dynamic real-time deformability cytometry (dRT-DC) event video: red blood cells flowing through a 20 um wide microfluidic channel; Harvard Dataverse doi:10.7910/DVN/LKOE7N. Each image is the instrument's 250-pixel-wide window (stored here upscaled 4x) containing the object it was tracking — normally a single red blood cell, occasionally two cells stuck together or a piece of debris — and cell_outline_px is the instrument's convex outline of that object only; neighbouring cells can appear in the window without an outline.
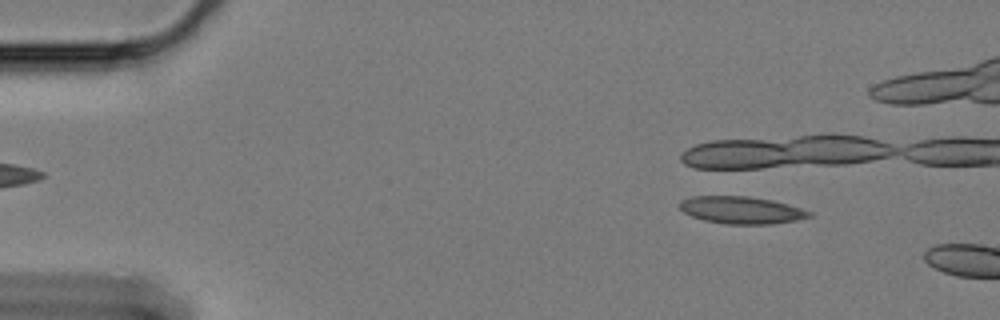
{"species": "Egyptian fruit bat (a non-hibernating species)", "species_latin": "Rousettus aegyptiacus", "temperature_condition": "cold", "stored_images_in_passage": 8, "camera_frame_rate_fps": 3000, "um_per_image_px": 0.085, "animal": {"sex": "female"}, "frame": {"image": 1, "passage_image": 7, "time_ms": 2.0, "image_size_px": [1000, 320], "cell_outline_px": [[812, 216], [796, 220], [772, 224], [724, 224], [704, 220], [692, 216], [684, 212], [676, 204], [680, 200], [692, 196], [748, 196], [772, 200], [788, 204], [812, 212]], "centroid_in_image_um": [62.99, 17.85], "position_along_channel_um": 22.0, "area_um2": 20.69}}